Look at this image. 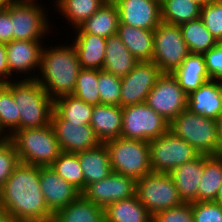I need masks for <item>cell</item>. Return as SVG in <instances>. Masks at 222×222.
<instances>
[{
	"mask_svg": "<svg viewBox=\"0 0 222 222\" xmlns=\"http://www.w3.org/2000/svg\"><path fill=\"white\" fill-rule=\"evenodd\" d=\"M207 73L213 80L222 78V42L204 54Z\"/></svg>",
	"mask_w": 222,
	"mask_h": 222,
	"instance_id": "cell-43",
	"label": "cell"
},
{
	"mask_svg": "<svg viewBox=\"0 0 222 222\" xmlns=\"http://www.w3.org/2000/svg\"><path fill=\"white\" fill-rule=\"evenodd\" d=\"M7 138H8V136L0 128V142L6 140Z\"/></svg>",
	"mask_w": 222,
	"mask_h": 222,
	"instance_id": "cell-51",
	"label": "cell"
},
{
	"mask_svg": "<svg viewBox=\"0 0 222 222\" xmlns=\"http://www.w3.org/2000/svg\"><path fill=\"white\" fill-rule=\"evenodd\" d=\"M116 6L119 24L154 31L162 21L159 0H120Z\"/></svg>",
	"mask_w": 222,
	"mask_h": 222,
	"instance_id": "cell-17",
	"label": "cell"
},
{
	"mask_svg": "<svg viewBox=\"0 0 222 222\" xmlns=\"http://www.w3.org/2000/svg\"><path fill=\"white\" fill-rule=\"evenodd\" d=\"M9 82V68L6 54V46L0 43V83Z\"/></svg>",
	"mask_w": 222,
	"mask_h": 222,
	"instance_id": "cell-45",
	"label": "cell"
},
{
	"mask_svg": "<svg viewBox=\"0 0 222 222\" xmlns=\"http://www.w3.org/2000/svg\"><path fill=\"white\" fill-rule=\"evenodd\" d=\"M15 0H0V6L3 9H6L10 4H12Z\"/></svg>",
	"mask_w": 222,
	"mask_h": 222,
	"instance_id": "cell-49",
	"label": "cell"
},
{
	"mask_svg": "<svg viewBox=\"0 0 222 222\" xmlns=\"http://www.w3.org/2000/svg\"><path fill=\"white\" fill-rule=\"evenodd\" d=\"M194 222H222V203L192 202Z\"/></svg>",
	"mask_w": 222,
	"mask_h": 222,
	"instance_id": "cell-42",
	"label": "cell"
},
{
	"mask_svg": "<svg viewBox=\"0 0 222 222\" xmlns=\"http://www.w3.org/2000/svg\"><path fill=\"white\" fill-rule=\"evenodd\" d=\"M162 71L152 61L138 62L121 77V108L144 103Z\"/></svg>",
	"mask_w": 222,
	"mask_h": 222,
	"instance_id": "cell-13",
	"label": "cell"
},
{
	"mask_svg": "<svg viewBox=\"0 0 222 222\" xmlns=\"http://www.w3.org/2000/svg\"><path fill=\"white\" fill-rule=\"evenodd\" d=\"M179 28L190 53L204 54L219 43L200 18L183 23Z\"/></svg>",
	"mask_w": 222,
	"mask_h": 222,
	"instance_id": "cell-32",
	"label": "cell"
},
{
	"mask_svg": "<svg viewBox=\"0 0 222 222\" xmlns=\"http://www.w3.org/2000/svg\"><path fill=\"white\" fill-rule=\"evenodd\" d=\"M152 172L170 173L174 168L196 158L199 153L170 130L149 142Z\"/></svg>",
	"mask_w": 222,
	"mask_h": 222,
	"instance_id": "cell-11",
	"label": "cell"
},
{
	"mask_svg": "<svg viewBox=\"0 0 222 222\" xmlns=\"http://www.w3.org/2000/svg\"><path fill=\"white\" fill-rule=\"evenodd\" d=\"M51 125L62 152L77 154L101 144L90 124L79 125V123L68 122L54 109L51 115Z\"/></svg>",
	"mask_w": 222,
	"mask_h": 222,
	"instance_id": "cell-15",
	"label": "cell"
},
{
	"mask_svg": "<svg viewBox=\"0 0 222 222\" xmlns=\"http://www.w3.org/2000/svg\"><path fill=\"white\" fill-rule=\"evenodd\" d=\"M136 195L152 215L183 203L168 173L150 172L136 180Z\"/></svg>",
	"mask_w": 222,
	"mask_h": 222,
	"instance_id": "cell-8",
	"label": "cell"
},
{
	"mask_svg": "<svg viewBox=\"0 0 222 222\" xmlns=\"http://www.w3.org/2000/svg\"><path fill=\"white\" fill-rule=\"evenodd\" d=\"M73 95L89 105L100 104L98 69H80Z\"/></svg>",
	"mask_w": 222,
	"mask_h": 222,
	"instance_id": "cell-37",
	"label": "cell"
},
{
	"mask_svg": "<svg viewBox=\"0 0 222 222\" xmlns=\"http://www.w3.org/2000/svg\"><path fill=\"white\" fill-rule=\"evenodd\" d=\"M0 205L15 222H52L40 187V166L20 163L0 189Z\"/></svg>",
	"mask_w": 222,
	"mask_h": 222,
	"instance_id": "cell-1",
	"label": "cell"
},
{
	"mask_svg": "<svg viewBox=\"0 0 222 222\" xmlns=\"http://www.w3.org/2000/svg\"><path fill=\"white\" fill-rule=\"evenodd\" d=\"M38 2L40 0H15L9 5L13 40L44 41L46 36H50L49 31L53 28L47 13L49 10Z\"/></svg>",
	"mask_w": 222,
	"mask_h": 222,
	"instance_id": "cell-7",
	"label": "cell"
},
{
	"mask_svg": "<svg viewBox=\"0 0 222 222\" xmlns=\"http://www.w3.org/2000/svg\"><path fill=\"white\" fill-rule=\"evenodd\" d=\"M100 104L121 107V77L98 70Z\"/></svg>",
	"mask_w": 222,
	"mask_h": 222,
	"instance_id": "cell-38",
	"label": "cell"
},
{
	"mask_svg": "<svg viewBox=\"0 0 222 222\" xmlns=\"http://www.w3.org/2000/svg\"><path fill=\"white\" fill-rule=\"evenodd\" d=\"M40 187L47 207L54 214L81 195L74 186L59 176L51 166H40Z\"/></svg>",
	"mask_w": 222,
	"mask_h": 222,
	"instance_id": "cell-18",
	"label": "cell"
},
{
	"mask_svg": "<svg viewBox=\"0 0 222 222\" xmlns=\"http://www.w3.org/2000/svg\"><path fill=\"white\" fill-rule=\"evenodd\" d=\"M119 22V12L116 4H103L97 12L72 31L108 38L116 35Z\"/></svg>",
	"mask_w": 222,
	"mask_h": 222,
	"instance_id": "cell-27",
	"label": "cell"
},
{
	"mask_svg": "<svg viewBox=\"0 0 222 222\" xmlns=\"http://www.w3.org/2000/svg\"><path fill=\"white\" fill-rule=\"evenodd\" d=\"M169 130L185 140L199 154H220L217 120L186 109L169 123Z\"/></svg>",
	"mask_w": 222,
	"mask_h": 222,
	"instance_id": "cell-5",
	"label": "cell"
},
{
	"mask_svg": "<svg viewBox=\"0 0 222 222\" xmlns=\"http://www.w3.org/2000/svg\"><path fill=\"white\" fill-rule=\"evenodd\" d=\"M112 172L130 176L135 180L152 172L149 142L119 137L104 142Z\"/></svg>",
	"mask_w": 222,
	"mask_h": 222,
	"instance_id": "cell-6",
	"label": "cell"
},
{
	"mask_svg": "<svg viewBox=\"0 0 222 222\" xmlns=\"http://www.w3.org/2000/svg\"><path fill=\"white\" fill-rule=\"evenodd\" d=\"M19 164L17 152L9 138L0 142V189Z\"/></svg>",
	"mask_w": 222,
	"mask_h": 222,
	"instance_id": "cell-40",
	"label": "cell"
},
{
	"mask_svg": "<svg viewBox=\"0 0 222 222\" xmlns=\"http://www.w3.org/2000/svg\"><path fill=\"white\" fill-rule=\"evenodd\" d=\"M217 81H218V84H219V86L221 88V93H222V78L218 79Z\"/></svg>",
	"mask_w": 222,
	"mask_h": 222,
	"instance_id": "cell-53",
	"label": "cell"
},
{
	"mask_svg": "<svg viewBox=\"0 0 222 222\" xmlns=\"http://www.w3.org/2000/svg\"><path fill=\"white\" fill-rule=\"evenodd\" d=\"M200 19L218 42H222V0L201 7Z\"/></svg>",
	"mask_w": 222,
	"mask_h": 222,
	"instance_id": "cell-39",
	"label": "cell"
},
{
	"mask_svg": "<svg viewBox=\"0 0 222 222\" xmlns=\"http://www.w3.org/2000/svg\"><path fill=\"white\" fill-rule=\"evenodd\" d=\"M222 184V154L204 159V170L198 186V202L215 201Z\"/></svg>",
	"mask_w": 222,
	"mask_h": 222,
	"instance_id": "cell-31",
	"label": "cell"
},
{
	"mask_svg": "<svg viewBox=\"0 0 222 222\" xmlns=\"http://www.w3.org/2000/svg\"><path fill=\"white\" fill-rule=\"evenodd\" d=\"M120 0H103L104 4H117Z\"/></svg>",
	"mask_w": 222,
	"mask_h": 222,
	"instance_id": "cell-52",
	"label": "cell"
},
{
	"mask_svg": "<svg viewBox=\"0 0 222 222\" xmlns=\"http://www.w3.org/2000/svg\"><path fill=\"white\" fill-rule=\"evenodd\" d=\"M12 94V81L0 83V128L9 137L20 130V113Z\"/></svg>",
	"mask_w": 222,
	"mask_h": 222,
	"instance_id": "cell-35",
	"label": "cell"
},
{
	"mask_svg": "<svg viewBox=\"0 0 222 222\" xmlns=\"http://www.w3.org/2000/svg\"><path fill=\"white\" fill-rule=\"evenodd\" d=\"M191 1L196 2L201 7H203L205 4L211 3L214 0H191Z\"/></svg>",
	"mask_w": 222,
	"mask_h": 222,
	"instance_id": "cell-50",
	"label": "cell"
},
{
	"mask_svg": "<svg viewBox=\"0 0 222 222\" xmlns=\"http://www.w3.org/2000/svg\"><path fill=\"white\" fill-rule=\"evenodd\" d=\"M44 45L43 41L27 40H12L5 44L9 68V82L17 78L35 79L39 71ZM15 73L20 76H14L13 78Z\"/></svg>",
	"mask_w": 222,
	"mask_h": 222,
	"instance_id": "cell-14",
	"label": "cell"
},
{
	"mask_svg": "<svg viewBox=\"0 0 222 222\" xmlns=\"http://www.w3.org/2000/svg\"><path fill=\"white\" fill-rule=\"evenodd\" d=\"M105 222H152L153 215L140 203L137 195L110 203L104 209Z\"/></svg>",
	"mask_w": 222,
	"mask_h": 222,
	"instance_id": "cell-28",
	"label": "cell"
},
{
	"mask_svg": "<svg viewBox=\"0 0 222 222\" xmlns=\"http://www.w3.org/2000/svg\"><path fill=\"white\" fill-rule=\"evenodd\" d=\"M52 222H105L104 208L81 194L75 201L59 209Z\"/></svg>",
	"mask_w": 222,
	"mask_h": 222,
	"instance_id": "cell-29",
	"label": "cell"
},
{
	"mask_svg": "<svg viewBox=\"0 0 222 222\" xmlns=\"http://www.w3.org/2000/svg\"><path fill=\"white\" fill-rule=\"evenodd\" d=\"M201 6L191 0H161L162 22L174 25L200 18Z\"/></svg>",
	"mask_w": 222,
	"mask_h": 222,
	"instance_id": "cell-33",
	"label": "cell"
},
{
	"mask_svg": "<svg viewBox=\"0 0 222 222\" xmlns=\"http://www.w3.org/2000/svg\"><path fill=\"white\" fill-rule=\"evenodd\" d=\"M217 125H218V135L220 142V154H222V113L218 116Z\"/></svg>",
	"mask_w": 222,
	"mask_h": 222,
	"instance_id": "cell-47",
	"label": "cell"
},
{
	"mask_svg": "<svg viewBox=\"0 0 222 222\" xmlns=\"http://www.w3.org/2000/svg\"><path fill=\"white\" fill-rule=\"evenodd\" d=\"M168 130L169 123L145 102L122 108L121 137L150 142Z\"/></svg>",
	"mask_w": 222,
	"mask_h": 222,
	"instance_id": "cell-9",
	"label": "cell"
},
{
	"mask_svg": "<svg viewBox=\"0 0 222 222\" xmlns=\"http://www.w3.org/2000/svg\"><path fill=\"white\" fill-rule=\"evenodd\" d=\"M172 74L187 95L197 90L206 81L211 80L203 54L190 53Z\"/></svg>",
	"mask_w": 222,
	"mask_h": 222,
	"instance_id": "cell-26",
	"label": "cell"
},
{
	"mask_svg": "<svg viewBox=\"0 0 222 222\" xmlns=\"http://www.w3.org/2000/svg\"><path fill=\"white\" fill-rule=\"evenodd\" d=\"M0 222H15L8 212L0 205Z\"/></svg>",
	"mask_w": 222,
	"mask_h": 222,
	"instance_id": "cell-46",
	"label": "cell"
},
{
	"mask_svg": "<svg viewBox=\"0 0 222 222\" xmlns=\"http://www.w3.org/2000/svg\"><path fill=\"white\" fill-rule=\"evenodd\" d=\"M74 36L71 44L76 50L80 68L102 70L107 38L90 33H74Z\"/></svg>",
	"mask_w": 222,
	"mask_h": 222,
	"instance_id": "cell-21",
	"label": "cell"
},
{
	"mask_svg": "<svg viewBox=\"0 0 222 222\" xmlns=\"http://www.w3.org/2000/svg\"><path fill=\"white\" fill-rule=\"evenodd\" d=\"M67 41L54 47L53 44L44 46L39 71L35 77L53 100L73 94L81 69L76 50L70 44L71 40Z\"/></svg>",
	"mask_w": 222,
	"mask_h": 222,
	"instance_id": "cell-2",
	"label": "cell"
},
{
	"mask_svg": "<svg viewBox=\"0 0 222 222\" xmlns=\"http://www.w3.org/2000/svg\"><path fill=\"white\" fill-rule=\"evenodd\" d=\"M189 54L179 26L161 21L154 30L152 62L162 73H173Z\"/></svg>",
	"mask_w": 222,
	"mask_h": 222,
	"instance_id": "cell-10",
	"label": "cell"
},
{
	"mask_svg": "<svg viewBox=\"0 0 222 222\" xmlns=\"http://www.w3.org/2000/svg\"><path fill=\"white\" fill-rule=\"evenodd\" d=\"M50 166L80 193L83 192L85 180L78 154L62 152Z\"/></svg>",
	"mask_w": 222,
	"mask_h": 222,
	"instance_id": "cell-36",
	"label": "cell"
},
{
	"mask_svg": "<svg viewBox=\"0 0 222 222\" xmlns=\"http://www.w3.org/2000/svg\"><path fill=\"white\" fill-rule=\"evenodd\" d=\"M81 194L87 200L105 209L110 203L136 195V180L130 176L112 172L106 178L89 184Z\"/></svg>",
	"mask_w": 222,
	"mask_h": 222,
	"instance_id": "cell-16",
	"label": "cell"
},
{
	"mask_svg": "<svg viewBox=\"0 0 222 222\" xmlns=\"http://www.w3.org/2000/svg\"><path fill=\"white\" fill-rule=\"evenodd\" d=\"M12 94L20 113V129L51 124L54 100L36 79L12 80Z\"/></svg>",
	"mask_w": 222,
	"mask_h": 222,
	"instance_id": "cell-3",
	"label": "cell"
},
{
	"mask_svg": "<svg viewBox=\"0 0 222 222\" xmlns=\"http://www.w3.org/2000/svg\"><path fill=\"white\" fill-rule=\"evenodd\" d=\"M13 40L12 18L9 6L0 13V43H9Z\"/></svg>",
	"mask_w": 222,
	"mask_h": 222,
	"instance_id": "cell-44",
	"label": "cell"
},
{
	"mask_svg": "<svg viewBox=\"0 0 222 222\" xmlns=\"http://www.w3.org/2000/svg\"><path fill=\"white\" fill-rule=\"evenodd\" d=\"M207 156L199 154L169 173L183 202H198V186L203 175L204 159Z\"/></svg>",
	"mask_w": 222,
	"mask_h": 222,
	"instance_id": "cell-19",
	"label": "cell"
},
{
	"mask_svg": "<svg viewBox=\"0 0 222 222\" xmlns=\"http://www.w3.org/2000/svg\"><path fill=\"white\" fill-rule=\"evenodd\" d=\"M152 222H194L192 203L183 202L169 209H163L153 215Z\"/></svg>",
	"mask_w": 222,
	"mask_h": 222,
	"instance_id": "cell-41",
	"label": "cell"
},
{
	"mask_svg": "<svg viewBox=\"0 0 222 222\" xmlns=\"http://www.w3.org/2000/svg\"><path fill=\"white\" fill-rule=\"evenodd\" d=\"M20 163L34 166H50L62 153L51 124L40 128L14 131L8 137Z\"/></svg>",
	"mask_w": 222,
	"mask_h": 222,
	"instance_id": "cell-4",
	"label": "cell"
},
{
	"mask_svg": "<svg viewBox=\"0 0 222 222\" xmlns=\"http://www.w3.org/2000/svg\"><path fill=\"white\" fill-rule=\"evenodd\" d=\"M145 103L170 123L187 109L188 95L172 73H162Z\"/></svg>",
	"mask_w": 222,
	"mask_h": 222,
	"instance_id": "cell-12",
	"label": "cell"
},
{
	"mask_svg": "<svg viewBox=\"0 0 222 222\" xmlns=\"http://www.w3.org/2000/svg\"><path fill=\"white\" fill-rule=\"evenodd\" d=\"M56 12L66 19L68 25L78 28L83 22L97 12L104 4L103 0H51Z\"/></svg>",
	"mask_w": 222,
	"mask_h": 222,
	"instance_id": "cell-30",
	"label": "cell"
},
{
	"mask_svg": "<svg viewBox=\"0 0 222 222\" xmlns=\"http://www.w3.org/2000/svg\"><path fill=\"white\" fill-rule=\"evenodd\" d=\"M93 108L73 94L54 100V110L66 121L79 125L90 124Z\"/></svg>",
	"mask_w": 222,
	"mask_h": 222,
	"instance_id": "cell-34",
	"label": "cell"
},
{
	"mask_svg": "<svg viewBox=\"0 0 222 222\" xmlns=\"http://www.w3.org/2000/svg\"><path fill=\"white\" fill-rule=\"evenodd\" d=\"M116 35L121 38V41L137 61H152L154 31L119 24Z\"/></svg>",
	"mask_w": 222,
	"mask_h": 222,
	"instance_id": "cell-23",
	"label": "cell"
},
{
	"mask_svg": "<svg viewBox=\"0 0 222 222\" xmlns=\"http://www.w3.org/2000/svg\"><path fill=\"white\" fill-rule=\"evenodd\" d=\"M77 154L84 174L85 188L112 173L109 153L104 143Z\"/></svg>",
	"mask_w": 222,
	"mask_h": 222,
	"instance_id": "cell-25",
	"label": "cell"
},
{
	"mask_svg": "<svg viewBox=\"0 0 222 222\" xmlns=\"http://www.w3.org/2000/svg\"><path fill=\"white\" fill-rule=\"evenodd\" d=\"M90 126L101 143L121 137L122 108L106 104L94 106Z\"/></svg>",
	"mask_w": 222,
	"mask_h": 222,
	"instance_id": "cell-22",
	"label": "cell"
},
{
	"mask_svg": "<svg viewBox=\"0 0 222 222\" xmlns=\"http://www.w3.org/2000/svg\"><path fill=\"white\" fill-rule=\"evenodd\" d=\"M187 109L214 120L222 113V93L217 80H209L188 95Z\"/></svg>",
	"mask_w": 222,
	"mask_h": 222,
	"instance_id": "cell-20",
	"label": "cell"
},
{
	"mask_svg": "<svg viewBox=\"0 0 222 222\" xmlns=\"http://www.w3.org/2000/svg\"><path fill=\"white\" fill-rule=\"evenodd\" d=\"M215 202H217V203H222V184H221L220 187L218 188Z\"/></svg>",
	"mask_w": 222,
	"mask_h": 222,
	"instance_id": "cell-48",
	"label": "cell"
},
{
	"mask_svg": "<svg viewBox=\"0 0 222 222\" xmlns=\"http://www.w3.org/2000/svg\"><path fill=\"white\" fill-rule=\"evenodd\" d=\"M118 35L106 39V54L102 70L123 77L131 72L138 63Z\"/></svg>",
	"mask_w": 222,
	"mask_h": 222,
	"instance_id": "cell-24",
	"label": "cell"
}]
</instances>
